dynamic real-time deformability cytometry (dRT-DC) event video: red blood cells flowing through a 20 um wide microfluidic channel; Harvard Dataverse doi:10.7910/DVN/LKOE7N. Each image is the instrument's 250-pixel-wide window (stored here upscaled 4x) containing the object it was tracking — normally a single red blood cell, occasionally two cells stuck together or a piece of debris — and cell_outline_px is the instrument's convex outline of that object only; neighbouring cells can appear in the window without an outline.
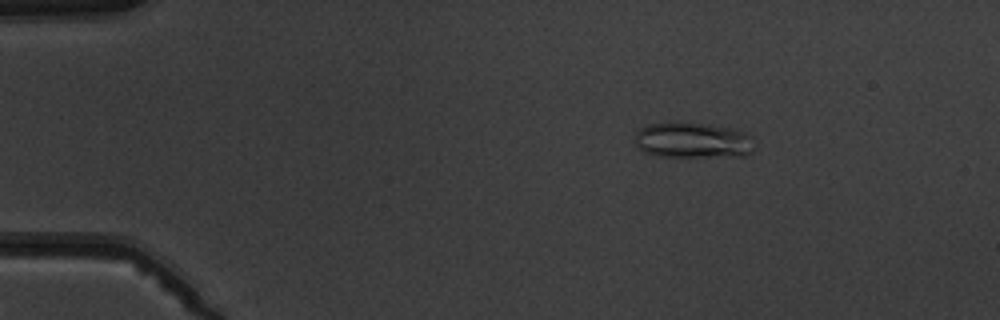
{"species": "common noctule bat (a hibernating species)", "species_latin": "Nyctalus noctula", "temperature_condition": "warm", "stored_images_in_passage": 3, "camera_frame_rate_fps": 3000, "um_per_image_px": 0.085, "animal": {"sex": "male", "body_mass_g": 19.5, "forearm_length_mm": 54.6}, "frame": {"image": 1, "passage_image": 1, "time_ms": 0.0, "image_size_px": [1000, 320], "cell_outline_px": [[756, 148], [752, 152], [744, 156], [660, 156], [644, 152], [636, 148], [636, 132], [640, 128], [648, 124], [704, 124], [732, 128], [744, 132], [752, 136]], "centroid_in_image_um": [58.94, 11.95], "position_along_channel_um": 26.1, "area_um2": 24.57}}